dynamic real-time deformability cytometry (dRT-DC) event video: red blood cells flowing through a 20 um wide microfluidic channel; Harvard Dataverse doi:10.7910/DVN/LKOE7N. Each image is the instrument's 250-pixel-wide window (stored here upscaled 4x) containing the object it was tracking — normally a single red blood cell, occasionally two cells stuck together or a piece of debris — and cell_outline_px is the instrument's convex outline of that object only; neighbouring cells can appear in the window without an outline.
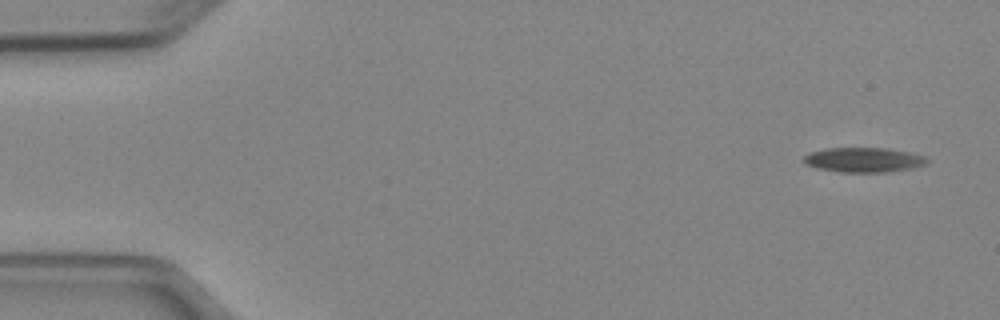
{"species": "Egyptian fruit bat (a non-hibernating species)", "species_latin": "Rousettus aegyptiacus", "temperature_condition": "cold", "stored_images_in_passage": 6, "camera_frame_rate_fps": 3000, "um_per_image_px": 0.085, "animal": {"sex": "female"}, "frame": {"image": 1, "passage_image": 1, "time_ms": 0.0, "image_size_px": [1000, 320], "cell_outline_px": [[928, 164], [912, 168], [884, 172], [840, 172], [816, 168], [804, 164], [800, 160], [808, 152], [824, 148], [884, 148], [908, 152], [924, 156], [928, 160]], "centroid_in_image_um": [73.33, 13.59], "position_along_channel_um": 11.7, "area_um2": 17.92}}
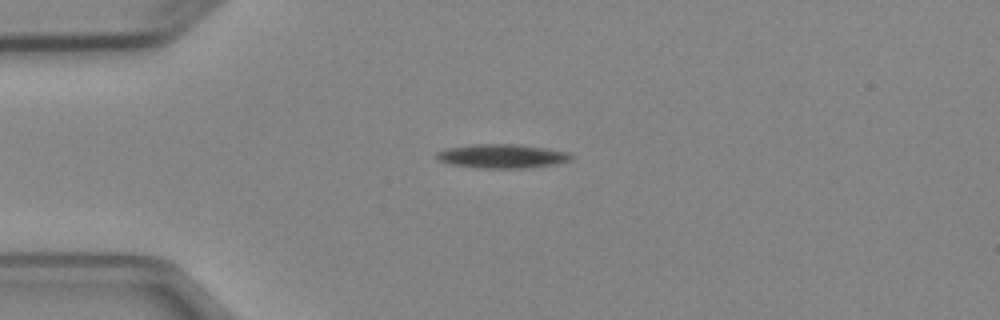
{"frame": {"image": 2, "passage_image": 4, "time_ms": 3.333, "image_size_px": [1000, 320], "cell_outline_px": [[572, 160], [556, 164], [524, 168], [476, 168], [452, 164], [440, 160], [436, 156], [436, 152], [444, 148], [472, 144], [516, 144], [544, 148], [568, 152], [572, 156]], "centroid_in_image_um": [42.66, 13.27], "position_along_channel_um": 42.3, "area_um2": 18.79}}